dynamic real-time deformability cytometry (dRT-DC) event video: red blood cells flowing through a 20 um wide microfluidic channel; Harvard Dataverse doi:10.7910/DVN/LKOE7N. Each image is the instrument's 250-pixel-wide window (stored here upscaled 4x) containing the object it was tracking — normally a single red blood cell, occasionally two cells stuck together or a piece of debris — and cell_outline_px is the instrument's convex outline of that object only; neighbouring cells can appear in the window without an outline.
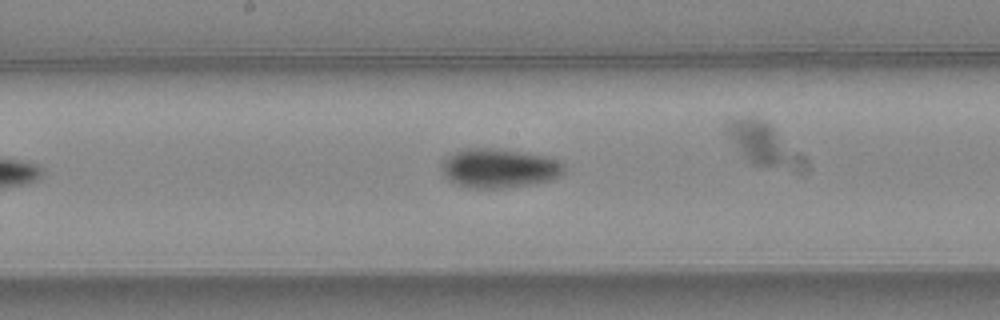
{"species": "common noctule bat (a hibernating species)", "species_latin": "Nyctalus noctula", "temperature_condition": "warm", "stored_images_in_passage": 7, "camera_frame_rate_fps": 3000, "um_per_image_px": 0.085, "animal": {"sex": "female", "body_mass_g": 24.6, "forearm_length_mm": 56.2}, "frame": {"image": 1, "passage_image": 6, "time_ms": 1.667, "image_size_px": [1000, 320], "cell_outline_px": [[564, 172], [560, 176], [552, 180], [532, 184], [504, 188], [468, 188], [456, 184], [448, 180], [444, 176], [440, 168], [440, 164], [444, 156], [468, 148], [492, 148], [548, 156], [560, 160], [564, 164]], "centroid_in_image_um": [42.4, 14.3], "position_along_channel_um": 205.8, "area_um2": 28.38}}